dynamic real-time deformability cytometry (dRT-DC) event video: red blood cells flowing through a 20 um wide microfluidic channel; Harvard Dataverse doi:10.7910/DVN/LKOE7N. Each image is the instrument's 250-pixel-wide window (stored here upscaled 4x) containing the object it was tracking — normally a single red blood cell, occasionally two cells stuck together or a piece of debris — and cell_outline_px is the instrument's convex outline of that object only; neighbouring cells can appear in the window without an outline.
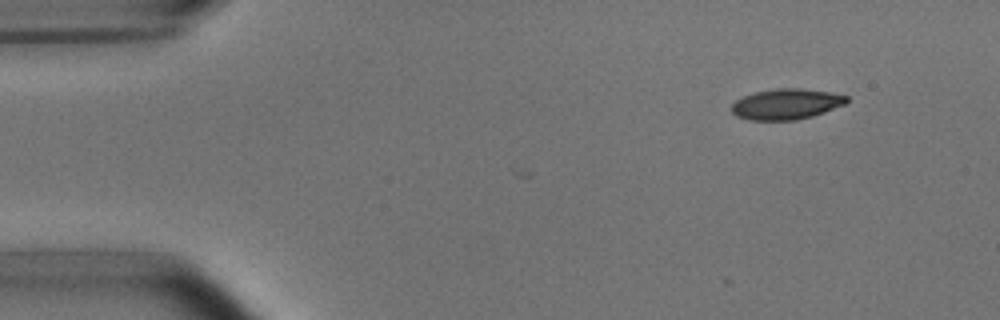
{"species": "common noctule bat (a hibernating species)", "species_latin": "Nyctalus noctula", "temperature_condition": "room temperature", "stored_images_in_passage": 5, "camera_frame_rate_fps": 3000, "um_per_image_px": 0.085, "animal": {"sex": "male", "body_mass_g": 15.6}, "frame": {"image": 1, "passage_image": 1, "time_ms": 0.0, "image_size_px": [1000, 320], "cell_outline_px": [[848, 100], [844, 104], [824, 112], [812, 116], [796, 120], [752, 120], [736, 116], [732, 112], [732, 104], [736, 100], [744, 96], [756, 92], [776, 88], [800, 88], [832, 92], [848, 96]], "centroid_in_image_um": [66.84, 8.84], "position_along_channel_um": 18.2, "area_um2": 20.46}}